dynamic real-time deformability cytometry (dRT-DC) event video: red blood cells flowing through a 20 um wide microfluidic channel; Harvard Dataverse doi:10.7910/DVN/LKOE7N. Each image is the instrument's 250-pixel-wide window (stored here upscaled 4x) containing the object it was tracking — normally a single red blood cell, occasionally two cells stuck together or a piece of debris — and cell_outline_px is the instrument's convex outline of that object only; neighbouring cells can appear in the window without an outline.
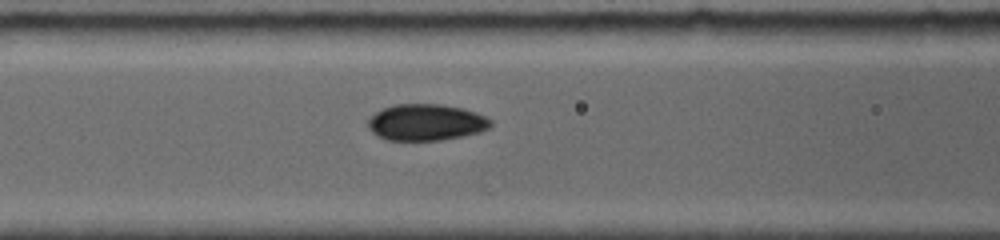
{"species": "common noctule bat (a hibernating species)", "species_latin": "Nyctalus noctula", "temperature_condition": "room temperature", "stored_images_in_passage": 7, "camera_frame_rate_fps": 5000, "um_per_image_px": 0.085, "animal": {"sex": "female", "body_mass_g": 19.0, "forearm_length_mm": 56.7}, "frame": {"image": 1, "passage_image": 5, "time_ms": 3.4, "image_size_px": [1000, 240], "cell_outline_px": [[492, 124], [488, 128], [480, 132], [464, 136], [440, 140], [388, 140], [372, 132], [368, 128], [368, 120], [376, 112], [384, 108], [396, 104], [440, 104], [460, 108], [476, 112], [492, 120]], "centroid_in_image_um": [36.23, 10.4], "position_along_channel_um": 130.4, "area_um2": 25.89}}